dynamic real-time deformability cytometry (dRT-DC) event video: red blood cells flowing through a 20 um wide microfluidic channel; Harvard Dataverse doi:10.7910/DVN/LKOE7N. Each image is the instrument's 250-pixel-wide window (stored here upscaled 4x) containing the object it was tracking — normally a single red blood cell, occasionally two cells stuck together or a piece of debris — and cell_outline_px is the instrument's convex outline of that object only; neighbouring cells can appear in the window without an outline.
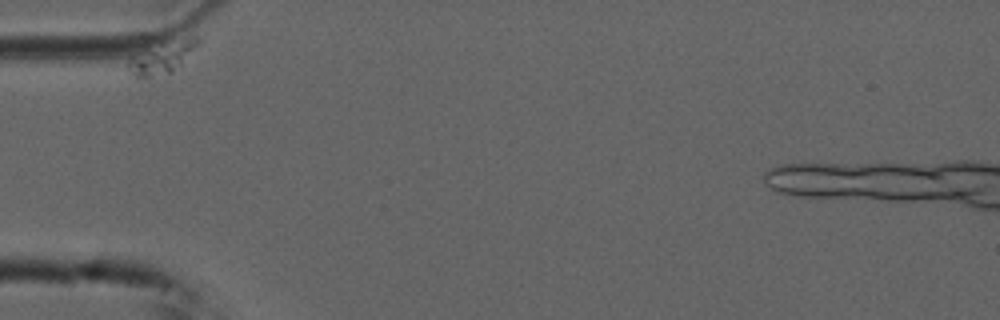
{"species": "common noctule bat (a hibernating species)", "species_latin": "Nyctalus noctula", "temperature_condition": "cold", "stored_images_in_passage": 29, "camera_frame_rate_fps": 3000, "um_per_image_px": 0.085, "animal": {"sex": "male", "forearm_length_mm": 52.5}, "frame": {"image": 1, "passage_image": 1, "time_ms": 0.0, "image_size_px": [1000, 320], "cell_outline_px": [[200, 40], [180, 64], [172, 72], [152, 76], [132, 76], [128, 72], [128, 56], [144, 48], [184, 40]], "centroid_in_image_um": [13.57, 4.96], "position_along_channel_um": 71.4, "area_um2": 11.91}}
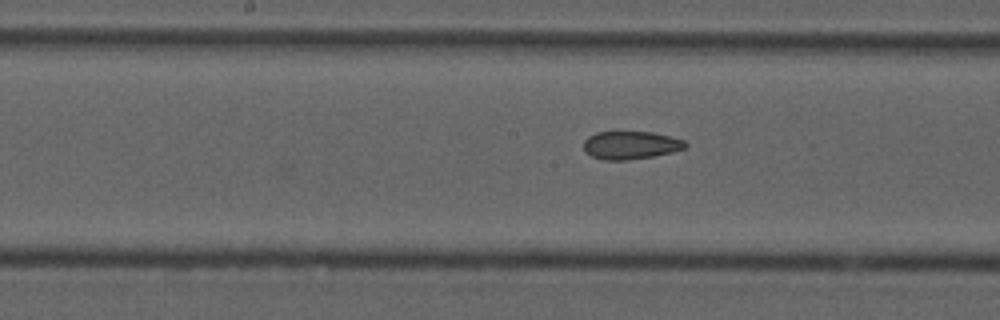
{"frame": {"image": 2, "passage_image": 9, "time_ms": 2.667, "image_size_px": [1000, 320], "cell_outline_px": [[688, 144], [684, 148], [672, 152], [652, 156], [628, 160], [604, 160], [592, 156], [584, 152], [584, 140], [588, 136], [596, 132], [652, 132], [684, 140]], "centroid_in_image_um": [53.57, 12.34], "position_along_channel_um": 194.6, "area_um2": 16.53}}
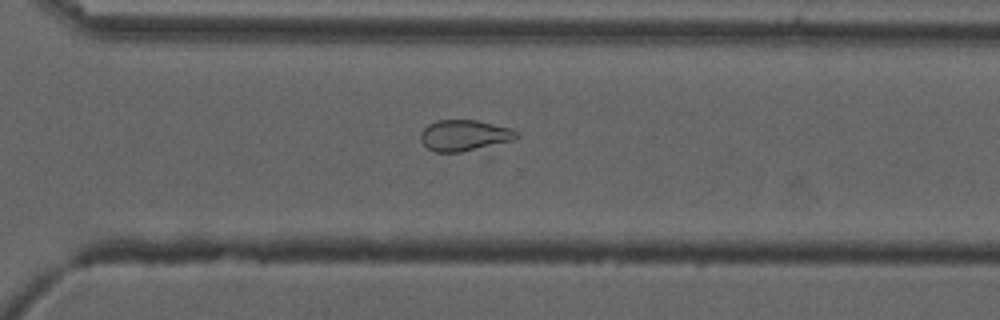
{"frame": {"image": 3, "passage_image": 20, "time_ms": 6.333, "image_size_px": [1000, 320], "cell_outline_px": [[520, 136], [488, 160], [484, 160], [436, 152], [428, 148], [420, 140], [420, 132], [428, 124], [436, 120], [476, 120], [512, 128]], "centroid_in_image_um": [39.72, 11.74], "position_along_channel_um": 330.9, "area_um2": 20.92}}